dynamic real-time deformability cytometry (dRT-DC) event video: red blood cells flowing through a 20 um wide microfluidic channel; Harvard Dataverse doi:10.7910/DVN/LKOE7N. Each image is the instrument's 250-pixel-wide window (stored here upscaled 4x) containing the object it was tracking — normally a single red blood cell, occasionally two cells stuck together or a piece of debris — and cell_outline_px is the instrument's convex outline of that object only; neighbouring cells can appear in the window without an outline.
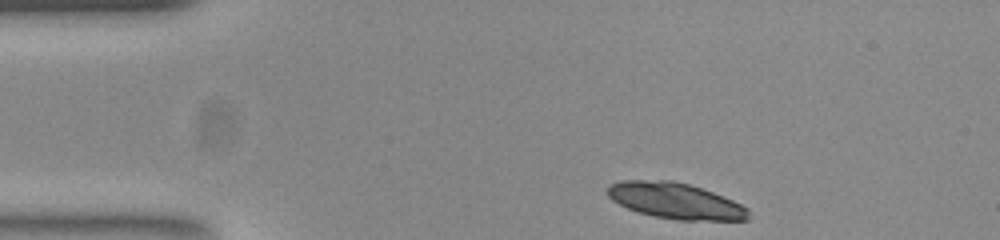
{"species": "common noctule bat (a hibernating species)", "species_latin": "Nyctalus noctula", "temperature_condition": "room temperature", "stored_images_in_passage": 45, "camera_frame_rate_fps": 3000, "um_per_image_px": 0.085, "animal": {"sex": "female", "body_mass_g": 23.0, "forearm_length_mm": 53.4}, "frame": {"image": 1, "passage_image": 1, "time_ms": 0.0, "image_size_px": [1000, 240], "cell_outline_px": [[748, 220], [676, 220], [656, 216], [640, 212], [628, 208], [612, 200], [608, 196], [608, 184], [620, 180], [672, 180], [688, 184], [712, 192], [732, 200], [748, 208]], "centroid_in_image_um": [57.39, 17.06], "position_along_channel_um": 27.6, "area_um2": 29.25}}